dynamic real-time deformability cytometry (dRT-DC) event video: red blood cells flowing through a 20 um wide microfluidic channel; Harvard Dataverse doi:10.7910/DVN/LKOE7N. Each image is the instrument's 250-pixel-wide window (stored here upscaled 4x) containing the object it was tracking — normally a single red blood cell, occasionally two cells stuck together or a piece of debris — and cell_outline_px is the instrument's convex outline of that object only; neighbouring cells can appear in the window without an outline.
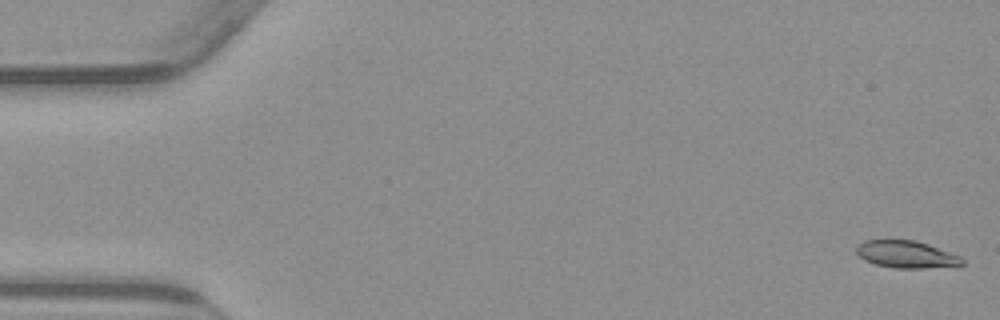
{"species": "common noctule bat (a hibernating species)", "species_latin": "Nyctalus noctula", "temperature_condition": "warm", "stored_images_in_passage": 54, "camera_frame_rate_fps": 3000, "um_per_image_px": 0.085, "animal": {"sex": "male", "body_mass_g": 23.1, "forearm_length_mm": 52.7}, "frame": {"image": 1, "passage_image": 1, "time_ms": 0.0, "image_size_px": [1000, 320], "cell_outline_px": [[964, 264], [924, 268], [896, 268], [876, 264], [864, 260], [856, 252], [856, 244], [864, 240], [916, 240], [928, 244], [960, 256], [964, 260]], "centroid_in_image_um": [77.0, 21.61], "position_along_channel_um": 8.0, "area_um2": 16.65}}
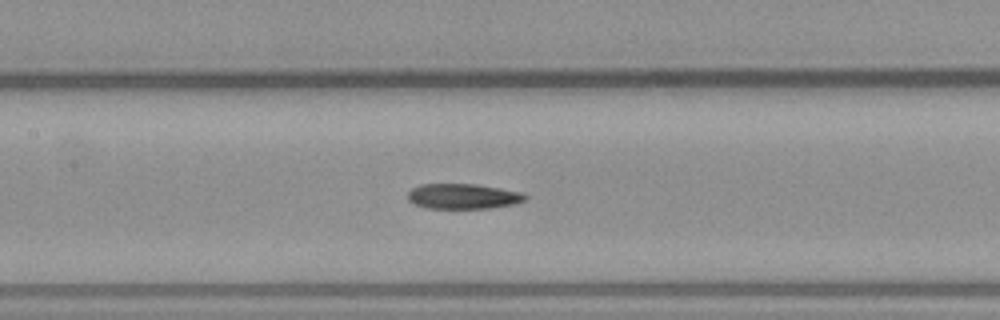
{"frame": {"image": 2, "passage_image": 25, "time_ms": 8.0, "image_size_px": [1000, 320], "cell_outline_px": [[528, 196], [524, 200], [512, 204], [492, 208], [424, 208], [408, 200], [408, 192], [412, 188], [420, 184], [476, 184], [524, 192]], "centroid_in_image_um": [39.36, 16.68], "position_along_channel_um": 168.0, "area_um2": 17.28}}
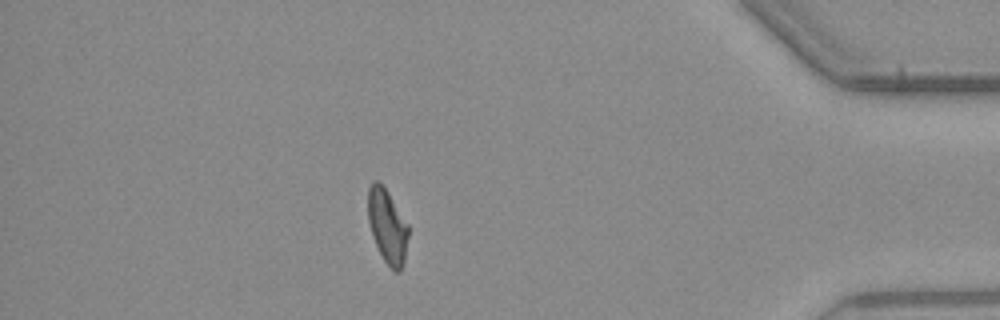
{"frame": {"image": 3, "passage_image": 47, "time_ms": 15.333, "image_size_px": [1000, 320], "cell_outline_px": [[408, 236], [404, 260], [400, 272], [396, 272], [384, 260], [372, 236], [368, 220], [368, 188], [372, 180], [376, 180], [388, 192], [408, 224]], "centroid_in_image_um": [32.91, 19.21], "position_along_channel_um": 402.3, "area_um2": 17.17}, "authors_computed_cell_mechanics": {"area_um2": 17.7446, "velocity_mm_per_s": 3.8359, "shape_relaxation_time_tau1_ms": null, "shape_relaxation_time_tau2_ms": 5.5742, "deformation_change_tau1": null, "deformation_change_tau2": 0.1387}}